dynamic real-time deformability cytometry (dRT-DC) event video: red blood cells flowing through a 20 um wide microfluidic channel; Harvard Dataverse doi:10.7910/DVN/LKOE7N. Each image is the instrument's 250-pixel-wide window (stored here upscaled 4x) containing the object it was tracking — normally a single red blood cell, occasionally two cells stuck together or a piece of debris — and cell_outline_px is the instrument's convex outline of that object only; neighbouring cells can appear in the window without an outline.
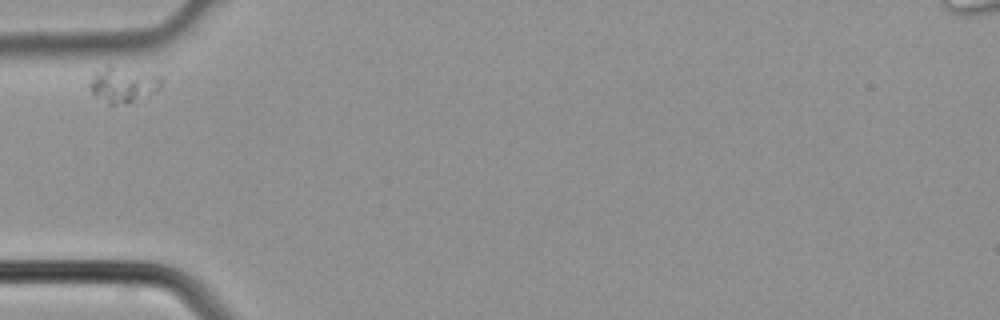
{"species": "common noctule bat (a hibernating species)", "species_latin": "Nyctalus noctula", "temperature_condition": "cold", "stored_images_in_passage": 1, "camera_frame_rate_fps": 3000, "um_per_image_px": 0.085, "animal": {"sex": "male", "body_mass_g": 21.5, "forearm_length_mm": 52.0}, "frame": {"image": 1, "passage_image": 1, "time_ms": 0.0, "image_size_px": [1000, 320], "cell_outline_px": [[164, 80], [160, 88], [132, 100], [116, 104], [108, 104], [92, 92], [88, 84], [92, 72], [96, 68], [108, 64], [160, 76]], "centroid_in_image_um": [10.37, 7.12], "position_along_channel_um": 74.6, "area_um2": 14.57}}